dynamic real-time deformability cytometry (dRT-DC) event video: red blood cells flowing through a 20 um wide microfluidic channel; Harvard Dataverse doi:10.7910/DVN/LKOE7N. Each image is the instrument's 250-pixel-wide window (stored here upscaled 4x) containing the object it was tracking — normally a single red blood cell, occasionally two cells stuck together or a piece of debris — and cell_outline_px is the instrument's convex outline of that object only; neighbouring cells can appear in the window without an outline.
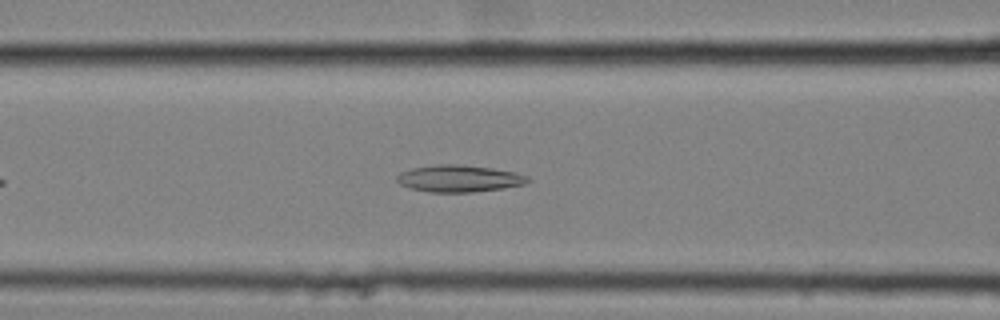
{"species": "common noctule bat (a hibernating species)", "species_latin": "Nyctalus noctula", "temperature_condition": "cold", "stored_images_in_passage": 46, "camera_frame_rate_fps": 3000, "um_per_image_px": 0.085, "animal": {"sex": "female", "body_mass_g": 25.1}, "frame": {"image": 1, "passage_image": 13, "time_ms": 4.0, "image_size_px": [1000, 320], "cell_outline_px": [[532, 180], [528, 184], [504, 188], [472, 192], [428, 192], [408, 188], [400, 184], [396, 180], [396, 176], [400, 172], [412, 168], [436, 164], [456, 164], [492, 168], [516, 172], [528, 176]], "centroid_in_image_um": [39.04, 15.18], "position_along_channel_um": 127.6, "area_um2": 20.81}}
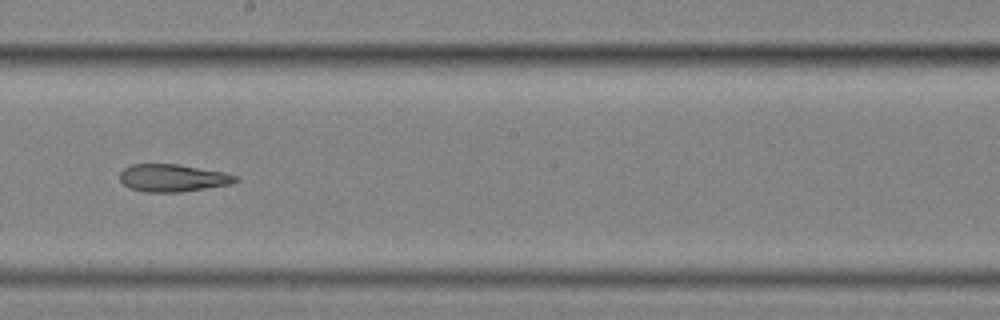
{"frame": {"image": 2, "passage_image": 22, "time_ms": 7.0, "image_size_px": [1000, 320], "cell_outline_px": [[240, 180], [232, 184], [180, 192], [144, 192], [128, 188], [120, 180], [120, 172], [124, 168], [132, 164], [176, 164], [224, 172], [240, 176]], "centroid_in_image_um": [14.7, 15.13], "position_along_channel_um": 233.5, "area_um2": 18.67}}
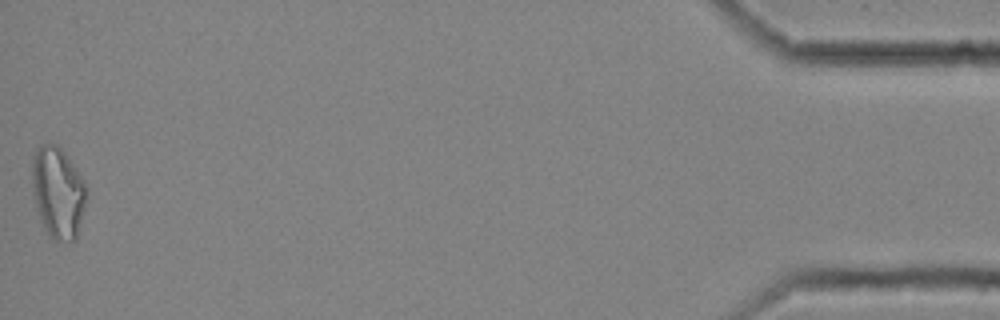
{"frame": {"image": 3, "passage_image": 46, "time_ms": 15.0, "image_size_px": [1000, 320], "cell_outline_px": [[88, 196], [76, 240], [52, 240], [48, 236], [36, 212], [32, 192], [32, 156], [36, 148], [40, 144], [60, 144], [84, 180], [88, 188]], "centroid_in_image_um": [4.92, 16.34], "position_along_channel_um": 430.3, "area_um2": 29.82}, "authors_computed_cell_mechanics": {"area_um2": 20.9814, "velocity_mm_per_s": 3.5471, "shape_relaxation_time_tau1_ms": null, "shape_relaxation_time_tau2_ms": 5.0906, "deformation_change_tau1": null, "deformation_change_tau2": 0.1412}}